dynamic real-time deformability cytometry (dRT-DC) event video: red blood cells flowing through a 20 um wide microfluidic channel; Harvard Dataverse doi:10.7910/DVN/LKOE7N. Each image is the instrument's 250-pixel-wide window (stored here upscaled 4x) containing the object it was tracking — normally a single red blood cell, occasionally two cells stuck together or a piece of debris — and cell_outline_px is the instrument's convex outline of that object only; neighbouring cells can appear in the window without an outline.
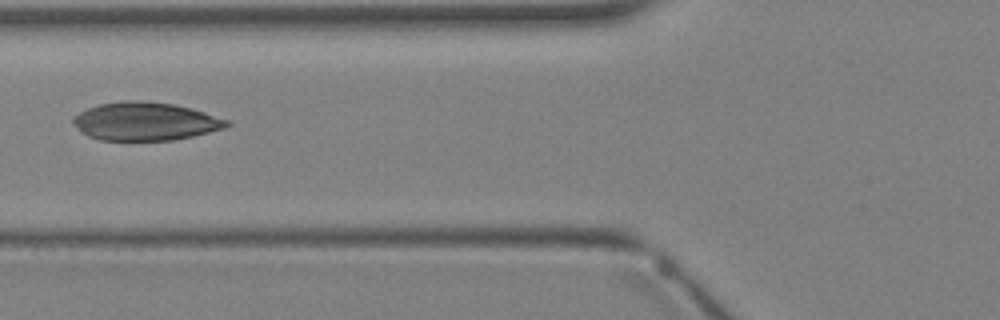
{"species": "Egyptian fruit bat (a non-hibernating species)", "species_latin": "Rousettus aegyptiacus", "temperature_condition": "warm", "stored_images_in_passage": 5, "camera_frame_rate_fps": 3000, "um_per_image_px": 0.085, "animal": {"sex": "female"}, "frame": {"image": 1, "passage_image": 5, "time_ms": 5.667, "image_size_px": [1000, 320], "cell_outline_px": [[232, 124], [224, 128], [192, 136], [172, 140], [100, 140], [88, 136], [72, 124], [72, 116], [88, 108], [100, 104], [124, 100], [140, 100], [172, 104], [192, 108], [232, 120]], "centroid_in_image_um": [12.37, 10.31], "position_along_channel_um": 113.4, "area_um2": 34.33}}